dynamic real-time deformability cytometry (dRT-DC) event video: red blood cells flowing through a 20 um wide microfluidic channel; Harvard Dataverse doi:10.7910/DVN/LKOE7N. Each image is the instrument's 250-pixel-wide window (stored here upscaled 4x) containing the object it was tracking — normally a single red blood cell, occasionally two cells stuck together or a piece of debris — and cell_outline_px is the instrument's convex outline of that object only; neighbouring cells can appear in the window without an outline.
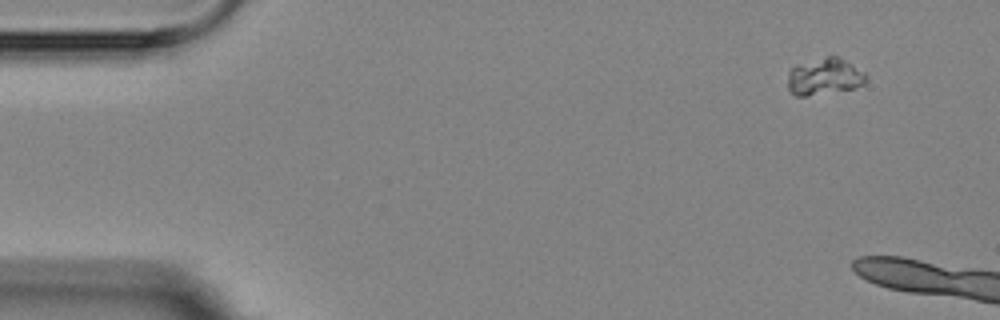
{"species": "Egyptian fruit bat (a non-hibernating species)", "species_latin": "Rousettus aegyptiacus", "temperature_condition": "room temperature", "stored_images_in_passage": 8, "camera_frame_rate_fps": 3000, "um_per_image_px": 0.085, "animal": {"sex": "female"}, "frame": {"image": 1, "passage_image": 1, "time_ms": 0.0, "image_size_px": [1000, 320], "cell_outline_px": [[868, 80], [864, 84], [856, 88], [804, 96], [796, 96], [788, 88], [788, 72], [796, 64], [828, 56], [836, 56], [844, 60], [864, 72], [868, 76]], "centroid_in_image_um": [70.08, 6.51], "position_along_channel_um": 14.9, "area_um2": 16.7}}
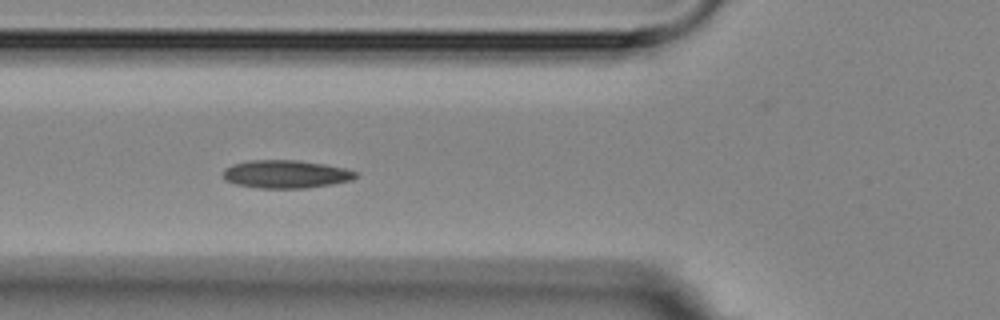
{"frame": {"image": 2, "passage_image": 7, "time_ms": 7.667, "image_size_px": [1000, 320], "cell_outline_px": [[356, 176], [352, 180], [332, 184], [304, 188], [260, 188], [236, 184], [224, 180], [224, 168], [232, 164], [248, 160], [296, 160], [324, 164], [344, 168], [356, 172]], "centroid_in_image_um": [24.26, 14.8], "position_along_channel_um": 101.5, "area_um2": 21.56}}
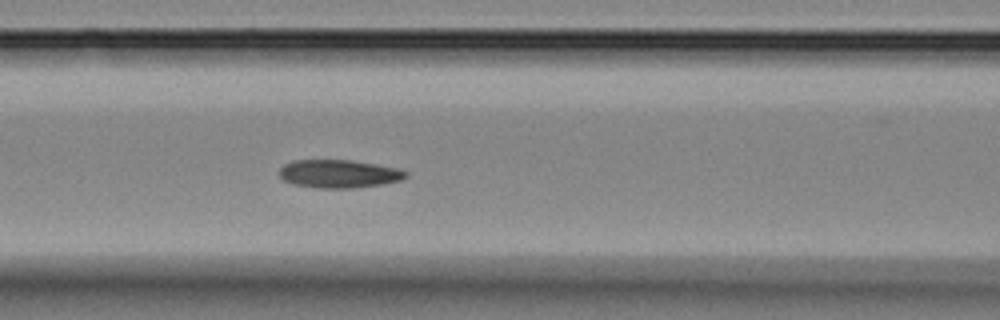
{"frame": {"image": 3, "passage_image": 8, "time_ms": 8.667, "image_size_px": [1000, 320], "cell_outline_px": [[408, 176], [400, 180], [380, 184], [352, 188], [316, 188], [292, 184], [284, 180], [280, 176], [280, 168], [284, 164], [292, 160], [352, 160], [376, 164], [396, 168], [408, 172]], "centroid_in_image_um": [28.78, 14.77], "position_along_channel_um": 137.8, "area_um2": 20.69}}